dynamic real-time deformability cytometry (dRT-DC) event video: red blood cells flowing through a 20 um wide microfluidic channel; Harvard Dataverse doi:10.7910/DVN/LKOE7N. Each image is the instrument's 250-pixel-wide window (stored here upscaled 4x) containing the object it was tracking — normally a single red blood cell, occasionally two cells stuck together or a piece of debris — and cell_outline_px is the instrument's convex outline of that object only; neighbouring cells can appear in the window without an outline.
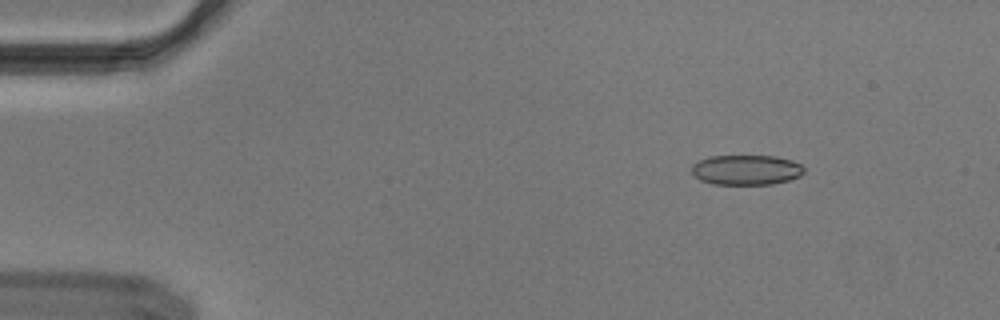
{"species": "Egyptian fruit bat (a non-hibernating species)", "species_latin": "Rousettus aegyptiacus", "temperature_condition": "cold", "stored_images_in_passage": 49, "camera_frame_rate_fps": 3000, "um_per_image_px": 0.085, "animal": {"sex": "male"}, "frame": {"image": 1, "passage_image": 2, "time_ms": 0.333, "image_size_px": [1000, 320], "cell_outline_px": [[804, 172], [800, 176], [788, 180], [772, 184], [712, 184], [700, 180], [692, 172], [692, 164], [708, 156], [776, 156], [792, 160], [800, 164], [804, 168]], "centroid_in_image_um": [63.43, 14.44], "position_along_channel_um": 21.6, "area_um2": 19.65}}
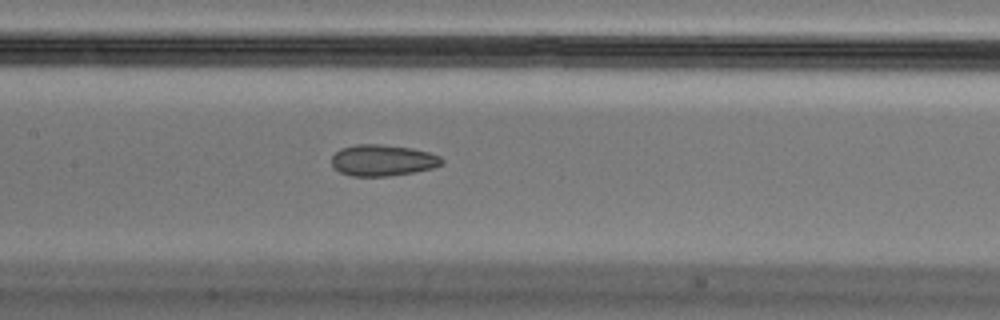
{"frame": {"image": 2, "passage_image": 21, "time_ms": 6.667, "image_size_px": [1000, 320], "cell_outline_px": [[444, 164], [432, 168], [416, 172], [388, 176], [352, 176], [340, 172], [332, 168], [332, 156], [340, 148], [356, 144], [384, 144], [412, 148], [428, 152], [440, 156], [444, 160]], "centroid_in_image_um": [32.53, 13.62], "position_along_channel_um": 174.9, "area_um2": 20.35}}
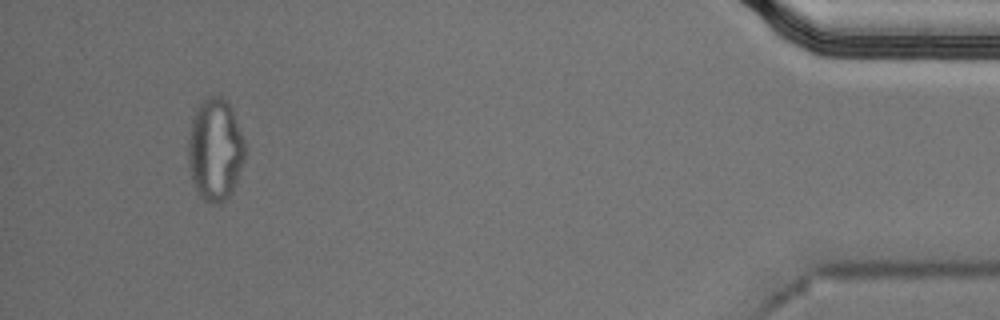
{"frame": {"image": 3, "passage_image": 46, "time_ms": 15.0, "image_size_px": [1000, 320], "cell_outline_px": [[244, 160], [232, 192], [220, 204], [212, 204], [204, 200], [196, 192], [192, 180], [188, 164], [188, 136], [192, 120], [196, 108], [208, 96], [220, 96], [232, 108], [244, 140]], "centroid_in_image_um": [18.27, 12.74], "position_along_channel_um": 416.9, "area_um2": 33.81}, "authors_computed_cell_mechanics": {"area_um2": 20.7502, "velocity_mm_per_s": 3.6957, "shape_relaxation_time_tau1_ms": null, "shape_relaxation_time_tau2_ms": 3.007, "deformation_change_tau1": null, "deformation_change_tau2": 0.0817}}